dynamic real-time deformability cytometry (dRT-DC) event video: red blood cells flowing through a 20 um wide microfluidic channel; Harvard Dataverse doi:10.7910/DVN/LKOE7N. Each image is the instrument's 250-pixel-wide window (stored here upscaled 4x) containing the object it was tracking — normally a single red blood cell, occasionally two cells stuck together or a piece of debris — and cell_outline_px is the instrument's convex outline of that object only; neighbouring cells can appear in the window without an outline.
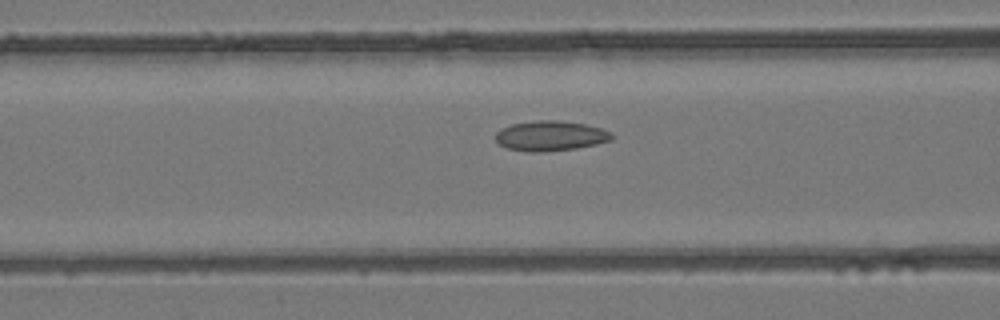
{"species": "common noctule bat (a hibernating species)", "species_latin": "Nyctalus noctula", "temperature_condition": "room temperature", "stored_images_in_passage": 36, "camera_frame_rate_fps": 3000, "um_per_image_px": 0.085, "animal": {"sex": "female", "body_mass_g": 24.6, "forearm_length_mm": 56.2}, "frame": {"image": 1, "passage_image": 16, "time_ms": 5.0, "image_size_px": [1000, 320], "cell_outline_px": [[612, 140], [596, 144], [576, 148], [544, 152], [528, 152], [508, 148], [500, 144], [496, 140], [496, 132], [500, 128], [512, 124], [536, 120], [560, 120], [584, 124], [600, 128], [612, 132]], "centroid_in_image_um": [46.78, 11.54], "position_along_channel_um": 119.8, "area_um2": 20.35}}
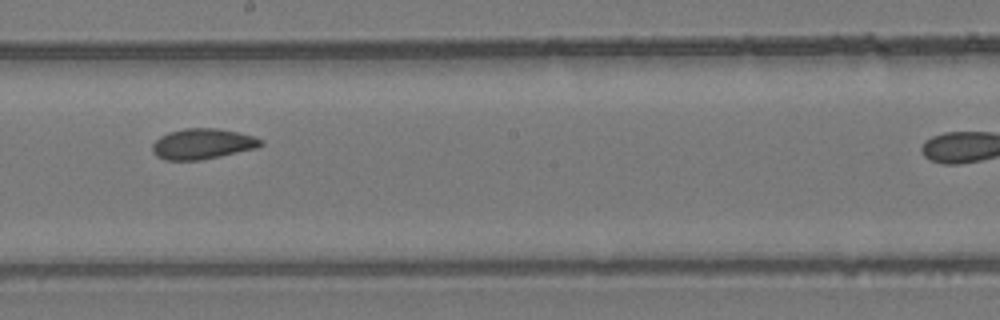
{"frame": {"image": 2, "passage_image": 24, "time_ms": 7.667, "image_size_px": [1000, 320], "cell_outline_px": [[264, 144], [256, 148], [220, 156], [200, 160], [164, 160], [156, 156], [152, 152], [152, 144], [160, 136], [168, 132], [184, 128], [216, 128], [236, 132], [252, 136], [264, 140]], "centroid_in_image_um": [17.18, 12.23], "position_along_channel_um": 231.0, "area_um2": 19.31}}
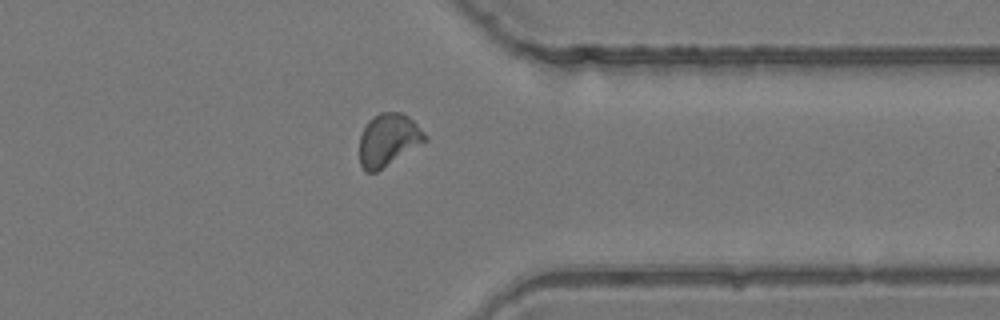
{"frame": {"image": 3, "passage_image": 35, "time_ms": 11.333, "image_size_px": [1000, 320], "cell_outline_px": [[428, 140], [376, 172], [364, 172], [360, 164], [360, 136], [368, 120], [380, 112], [400, 112], [408, 116], [428, 136]], "centroid_in_image_um": [33.0, 11.89], "position_along_channel_um": 378.4, "area_um2": 19.94}}